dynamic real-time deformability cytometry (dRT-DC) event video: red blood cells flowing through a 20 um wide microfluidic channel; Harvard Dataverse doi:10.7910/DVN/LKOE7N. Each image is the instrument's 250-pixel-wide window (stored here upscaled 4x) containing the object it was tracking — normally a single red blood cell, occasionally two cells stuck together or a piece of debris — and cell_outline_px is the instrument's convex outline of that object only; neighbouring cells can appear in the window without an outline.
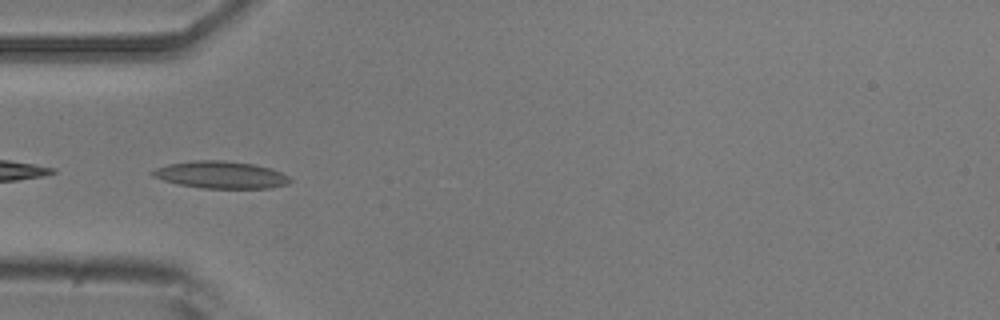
{"species": "common noctule bat (a hibernating species)", "species_latin": "Nyctalus noctula", "temperature_condition": "room temperature", "stored_images_in_passage": 53, "camera_frame_rate_fps": 3000, "um_per_image_px": 0.085, "animal": {"sex": "male", "body_mass_g": 20.5, "forearm_length_mm": 52.5}, "frame": {"image": 1, "passage_image": 16, "time_ms": 5.0, "image_size_px": [1000, 320], "cell_outline_px": [[292, 180], [288, 184], [272, 188], [204, 188], [176, 184], [152, 176], [148, 172], [156, 168], [168, 164], [192, 160], [224, 160], [252, 164], [272, 168], [288, 176]], "centroid_in_image_um": [18.75, 14.86], "position_along_channel_um": 66.2, "area_um2": 21.91}}
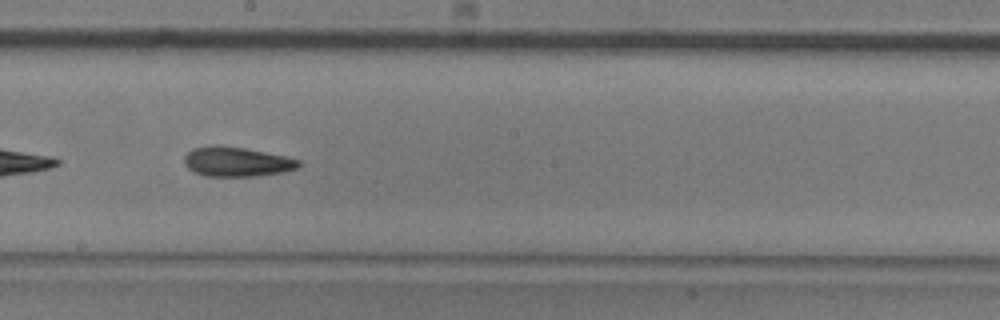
{"frame": {"image": 2, "passage_image": 29, "time_ms": 9.333, "image_size_px": [1000, 320], "cell_outline_px": [[300, 164], [296, 168], [284, 172], [260, 176], [204, 176], [192, 172], [184, 164], [184, 156], [192, 148], [244, 148], [284, 156], [300, 160]], "centroid_in_image_um": [20.13, 13.8], "position_along_channel_um": 228.1, "area_um2": 19.13}}
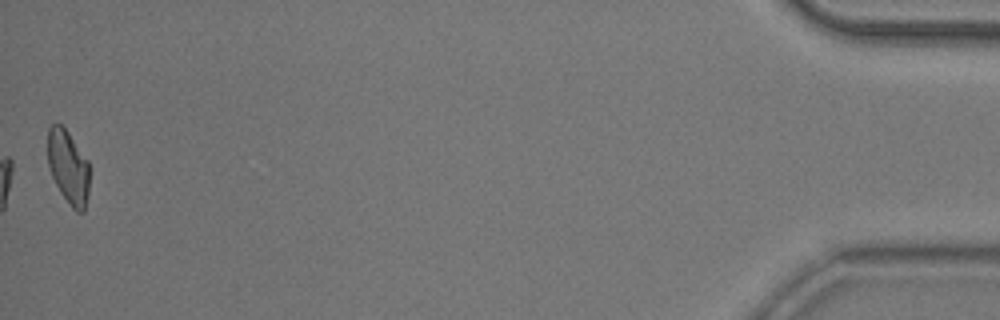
{"frame": {"image": 3, "passage_image": 53, "time_ms": 17.333, "image_size_px": [1000, 320], "cell_outline_px": [[92, 168], [88, 196], [84, 212], [76, 212], [72, 208], [60, 192], [52, 176], [48, 164], [48, 128], [52, 124], [60, 124], [68, 132], [88, 160]], "centroid_in_image_um": [5.85, 14.23], "position_along_channel_um": 429.3, "area_um2": 18.32}, "authors_computed_cell_mechanics": {"area_um2": 19.5942, "velocity_mm_per_s": 3.7193, "shape_relaxation_time_tau1_ms": null, "shape_relaxation_time_tau2_ms": 5.7455, "deformation_change_tau1": null, "deformation_change_tau2": 0.1554}}